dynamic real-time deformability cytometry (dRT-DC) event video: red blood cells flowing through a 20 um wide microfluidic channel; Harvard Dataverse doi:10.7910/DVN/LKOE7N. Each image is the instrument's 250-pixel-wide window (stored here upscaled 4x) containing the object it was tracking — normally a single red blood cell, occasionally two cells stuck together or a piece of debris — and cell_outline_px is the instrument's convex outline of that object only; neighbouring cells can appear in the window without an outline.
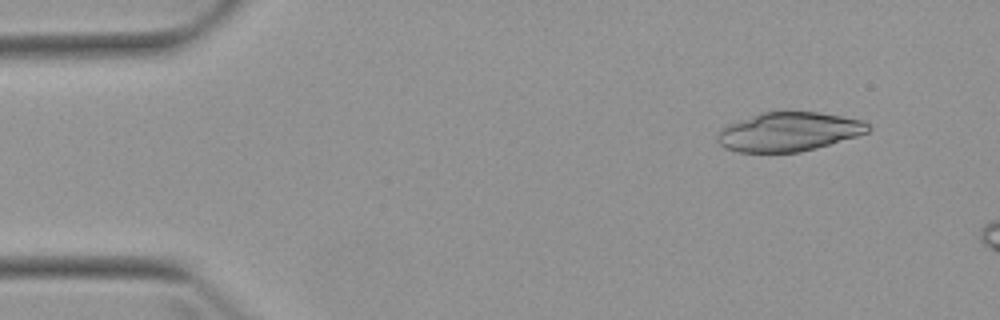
{"species": "Egyptian fruit bat (a non-hibernating species)", "species_latin": "Rousettus aegyptiacus", "temperature_condition": "warm", "stored_images_in_passage": 5, "camera_frame_rate_fps": 3000, "um_per_image_px": 0.085, "animal": {"sex": "female"}, "frame": {"image": 1, "passage_image": 1, "time_ms": 0.0, "image_size_px": [1000, 320], "cell_outline_px": [[872, 128], [868, 132], [856, 136], [816, 148], [800, 152], [736, 152], [724, 148], [716, 140], [716, 136], [720, 128], [724, 124], [760, 112], [816, 112], [864, 120]], "centroid_in_image_um": [66.98, 11.2], "position_along_channel_um": 18.0, "area_um2": 34.51}}